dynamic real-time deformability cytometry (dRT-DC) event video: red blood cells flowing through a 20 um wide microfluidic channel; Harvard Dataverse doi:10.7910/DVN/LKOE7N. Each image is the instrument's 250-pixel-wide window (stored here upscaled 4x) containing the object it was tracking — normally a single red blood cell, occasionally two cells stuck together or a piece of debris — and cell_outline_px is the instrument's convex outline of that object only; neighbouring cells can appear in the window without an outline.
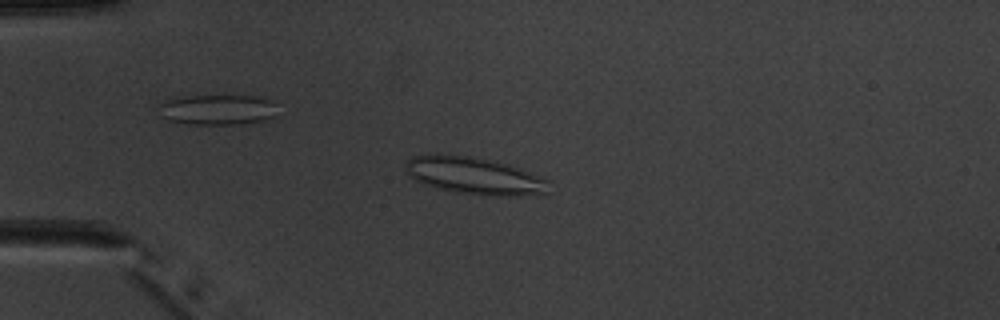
{"species": "common noctule bat (a hibernating species)", "species_latin": "Nyctalus noctula", "temperature_condition": "warm", "stored_images_in_passage": 7, "camera_frame_rate_fps": 3000, "um_per_image_px": 0.085, "animal": {"sex": "male", "body_mass_g": 20.1, "forearm_length_mm": 53.5}, "frame": {"image": 1, "passage_image": 3, "time_ms": 3.333, "image_size_px": [1000, 320], "cell_outline_px": [[548, 192], [520, 196], [488, 196], [456, 192], [424, 184], [416, 180], [404, 168], [404, 164], [412, 156], [468, 156], [488, 160], [504, 164], [516, 168], [548, 180]], "centroid_in_image_um": [40.33, 14.98], "position_along_channel_um": 44.7, "area_um2": 29.94}}
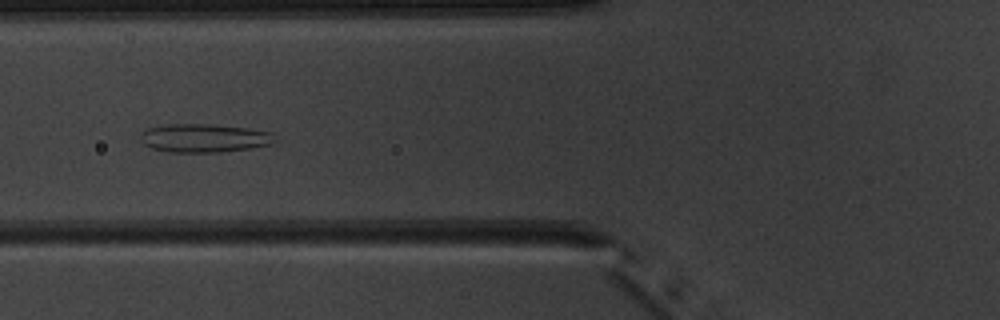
{"frame": {"image": 2, "passage_image": 5, "time_ms": 5.667, "image_size_px": [1000, 320], "cell_outline_px": [[276, 140], [272, 144], [248, 148], [220, 152], [172, 152], [152, 148], [144, 144], [140, 140], [140, 136], [148, 128], [168, 124], [212, 124], [248, 128], [272, 132]], "centroid_in_image_um": [17.37, 11.73], "position_along_channel_um": 108.4, "area_um2": 22.2}}
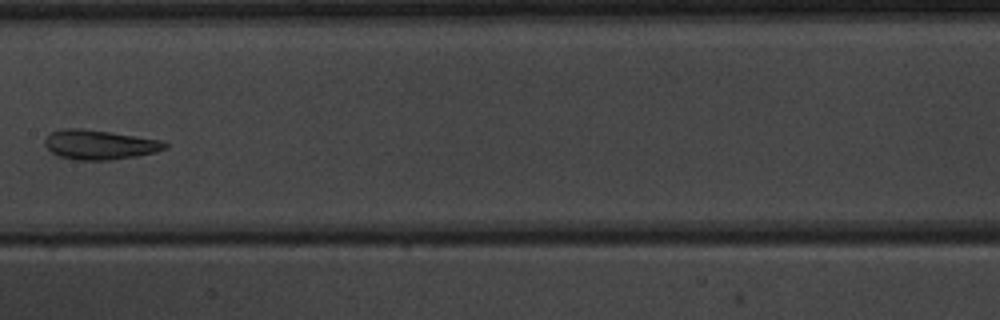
{"frame": {"image": 3, "passage_image": 7, "time_ms": 8.0, "image_size_px": [1000, 320], "cell_outline_px": [[168, 148], [156, 152], [136, 156], [112, 160], [76, 160], [60, 156], [52, 152], [44, 144], [44, 140], [48, 132], [60, 128], [84, 128], [112, 132], [160, 140], [168, 144]], "centroid_in_image_um": [8.44, 12.28], "position_along_channel_um": 199.0, "area_um2": 20.92}}